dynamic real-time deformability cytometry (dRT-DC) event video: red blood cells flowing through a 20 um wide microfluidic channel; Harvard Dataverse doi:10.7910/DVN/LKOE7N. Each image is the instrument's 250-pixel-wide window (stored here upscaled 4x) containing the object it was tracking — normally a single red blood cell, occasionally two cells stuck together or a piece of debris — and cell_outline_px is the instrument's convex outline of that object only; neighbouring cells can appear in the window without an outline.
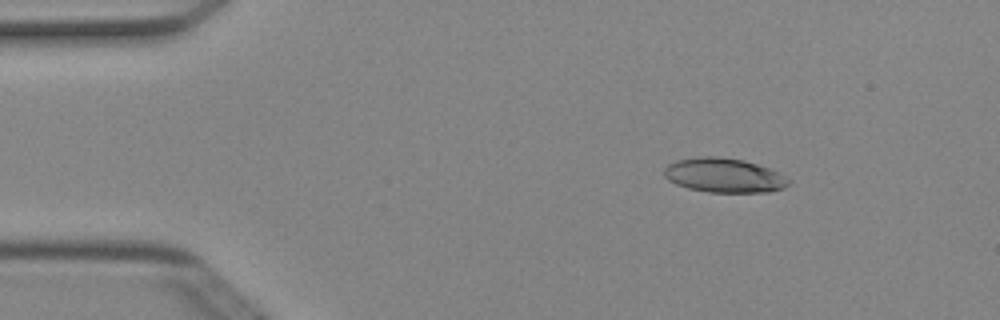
{"species": "Egyptian fruit bat (a non-hibernating species)", "species_latin": "Rousettus aegyptiacus", "temperature_condition": "cold", "stored_images_in_passage": 4, "camera_frame_rate_fps": 3000, "um_per_image_px": 0.085, "animal": {"sex": "female"}, "frame": {"image": 1, "passage_image": 2, "time_ms": 0.333, "image_size_px": [1000, 320], "cell_outline_px": [[792, 180], [784, 188], [768, 192], [708, 192], [688, 188], [676, 184], [668, 180], [664, 176], [664, 168], [668, 164], [676, 160], [700, 156], [720, 156], [744, 160], [768, 168]], "centroid_in_image_um": [61.52, 14.9], "position_along_channel_um": 23.5, "area_um2": 24.97}}